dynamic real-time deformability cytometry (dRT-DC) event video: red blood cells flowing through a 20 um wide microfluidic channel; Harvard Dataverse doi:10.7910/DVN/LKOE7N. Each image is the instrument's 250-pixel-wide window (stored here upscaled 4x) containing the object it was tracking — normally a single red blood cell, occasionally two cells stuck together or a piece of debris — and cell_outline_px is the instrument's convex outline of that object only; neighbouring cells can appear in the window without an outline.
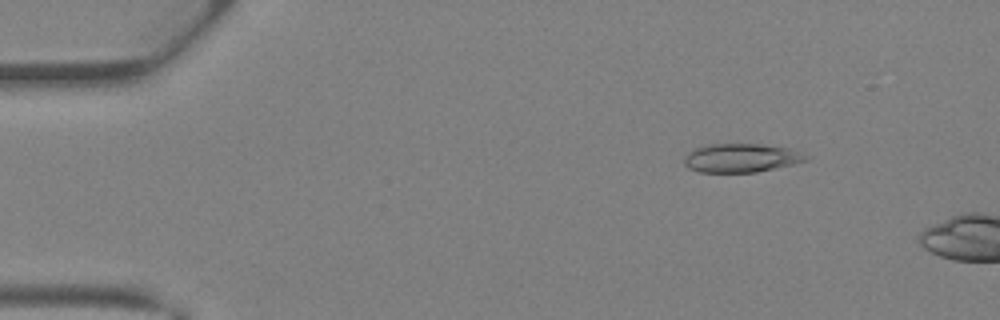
{"species": "Egyptian fruit bat (a non-hibernating species)", "species_latin": "Rousettus aegyptiacus", "temperature_condition": "warm", "stored_images_in_passage": 2, "camera_frame_rate_fps": 3000, "um_per_image_px": 0.085, "animal": {"sex": "female"}, "frame": {"image": 1, "passage_image": 1, "time_ms": 0.0, "image_size_px": [1000, 320], "cell_outline_px": [[812, 156], [808, 160], [792, 164], [756, 172], [700, 172], [688, 168], [684, 164], [684, 156], [688, 152], [696, 148], [708, 144], [760, 144], [788, 148]], "centroid_in_image_um": [62.99, 13.42], "position_along_channel_um": 22.0, "area_um2": 20.35}}